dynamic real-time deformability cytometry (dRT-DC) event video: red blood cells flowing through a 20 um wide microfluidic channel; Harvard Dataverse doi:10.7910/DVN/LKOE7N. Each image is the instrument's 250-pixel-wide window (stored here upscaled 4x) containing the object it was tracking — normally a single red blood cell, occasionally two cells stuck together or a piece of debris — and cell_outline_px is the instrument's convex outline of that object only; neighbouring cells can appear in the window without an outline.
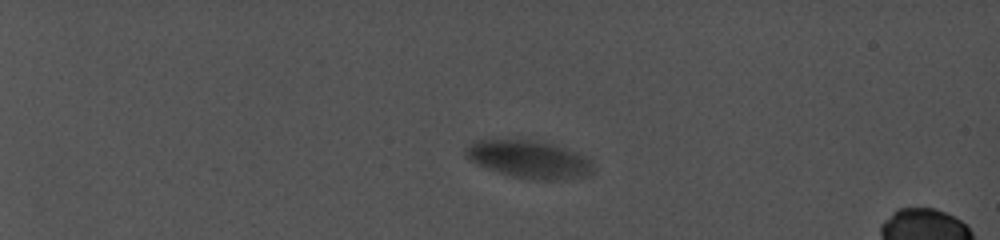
{"species": "common noctule bat (a hibernating species)", "species_latin": "Nyctalus noctula", "temperature_condition": "cold", "stored_images_in_passage": 41, "camera_frame_rate_fps": 5000, "um_per_image_px": 0.085, "animal": {"sex": "female", "body_mass_g": 19.0, "forearm_length_mm": 56.7}, "frame": {"image": 1, "passage_image": 1, "time_ms": 0.0, "image_size_px": [1000, 240], "cell_outline_px": [[584, 168], [576, 172], [552, 180], [544, 180], [512, 176], [500, 172], [480, 164], [472, 160], [468, 156], [468, 148], [476, 140], [520, 136], [560, 144], [576, 152], [584, 160]], "centroid_in_image_um": [44.73, 13.39], "position_along_channel_um": 40.3, "area_um2": 26.41}}
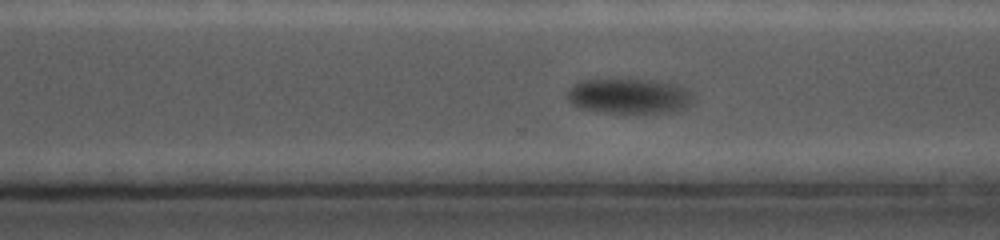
{"frame": {"image": 2, "passage_image": 27, "time_ms": 11.2, "image_size_px": [1000, 240], "cell_outline_px": [[696, 104], [688, 108], [676, 112], [636, 116], [604, 112], [580, 108], [572, 104], [568, 100], [568, 92], [580, 80], [644, 80], [676, 84], [684, 88], [692, 96]], "centroid_in_image_um": [53.57, 8.24], "position_along_channel_um": 317.0, "area_um2": 26.53}}
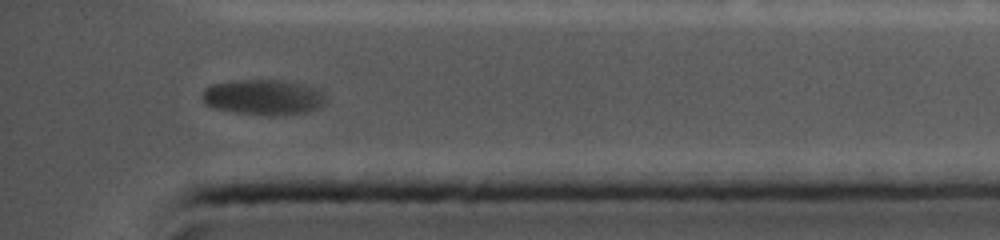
{"frame": {"image": 3, "passage_image": 38, "time_ms": 13.8, "image_size_px": [1000, 240], "cell_outline_px": [[328, 96], [324, 104], [316, 108], [304, 112], [280, 116], [268, 116], [236, 112], [220, 108], [208, 104], [204, 100], [204, 92], [212, 84], [232, 80], [292, 80], [308, 84], [320, 88]], "centroid_in_image_um": [22.54, 8.24], "position_along_channel_um": 412.7, "area_um2": 25.72}}